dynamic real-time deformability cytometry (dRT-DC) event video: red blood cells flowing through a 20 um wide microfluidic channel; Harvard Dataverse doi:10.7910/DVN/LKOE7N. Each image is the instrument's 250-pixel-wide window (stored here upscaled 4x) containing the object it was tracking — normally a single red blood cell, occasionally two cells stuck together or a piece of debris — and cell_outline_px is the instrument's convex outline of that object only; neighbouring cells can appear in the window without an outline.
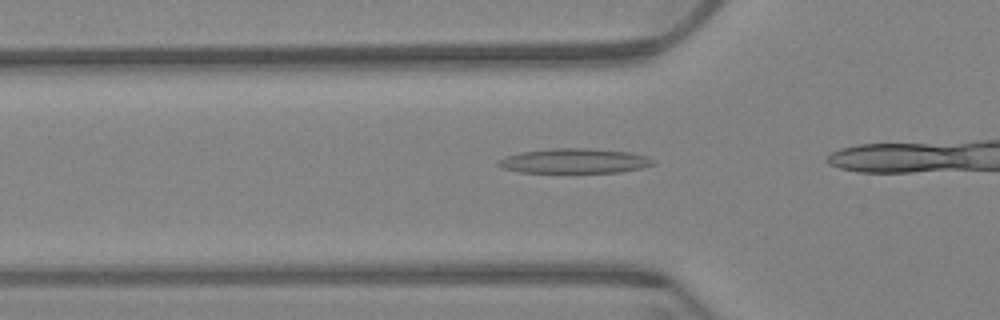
{"species": "Egyptian fruit bat (a non-hibernating species)", "species_latin": "Rousettus aegyptiacus", "temperature_condition": "warm", "stored_images_in_passage": 30, "camera_frame_rate_fps": 3000, "um_per_image_px": 0.085, "animal": {"sex": "female"}, "frame": {"image": 1, "passage_image": 4, "time_ms": 1.0, "image_size_px": [1000, 320], "cell_outline_px": [[656, 164], [644, 168], [620, 172], [520, 172], [504, 168], [496, 164], [496, 160], [504, 156], [520, 152], [552, 148], [588, 148], [628, 152], [648, 156], [656, 160]], "centroid_in_image_um": [48.85, 13.67], "position_along_channel_um": 76.9, "area_um2": 22.54}}
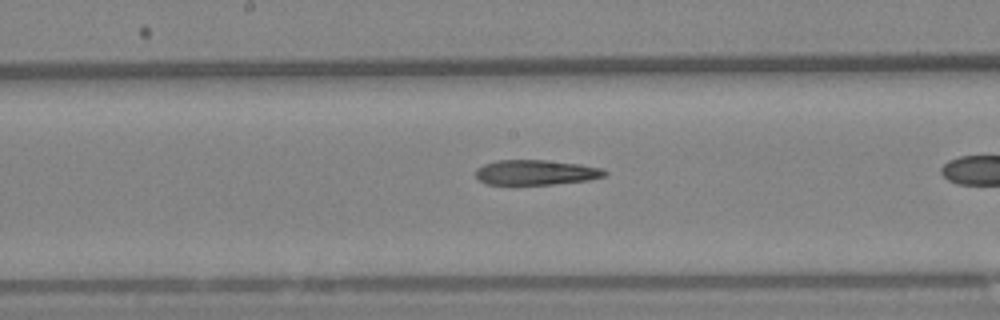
{"frame": {"image": 2, "passage_image": 15, "time_ms": 4.667, "image_size_px": [1000, 320], "cell_outline_px": [[608, 172], [604, 176], [588, 180], [552, 184], [484, 184], [476, 176], [476, 168], [484, 164], [496, 160], [544, 160], [580, 164], [604, 168]], "centroid_in_image_um": [45.55, 14.65], "position_along_channel_um": 202.6, "area_um2": 18.79}}
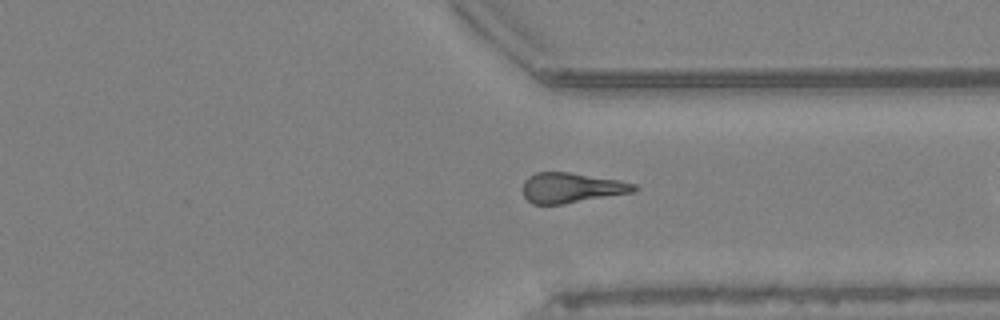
{"frame": {"image": 3, "passage_image": 29, "time_ms": 9.333, "image_size_px": [1000, 320], "cell_outline_px": [[640, 188], [632, 192], [560, 204], [532, 204], [524, 196], [524, 180], [528, 176], [536, 172], [568, 172], [616, 180], [636, 184]], "centroid_in_image_um": [48.54, 15.95], "position_along_channel_um": 362.9, "area_um2": 19.13}}